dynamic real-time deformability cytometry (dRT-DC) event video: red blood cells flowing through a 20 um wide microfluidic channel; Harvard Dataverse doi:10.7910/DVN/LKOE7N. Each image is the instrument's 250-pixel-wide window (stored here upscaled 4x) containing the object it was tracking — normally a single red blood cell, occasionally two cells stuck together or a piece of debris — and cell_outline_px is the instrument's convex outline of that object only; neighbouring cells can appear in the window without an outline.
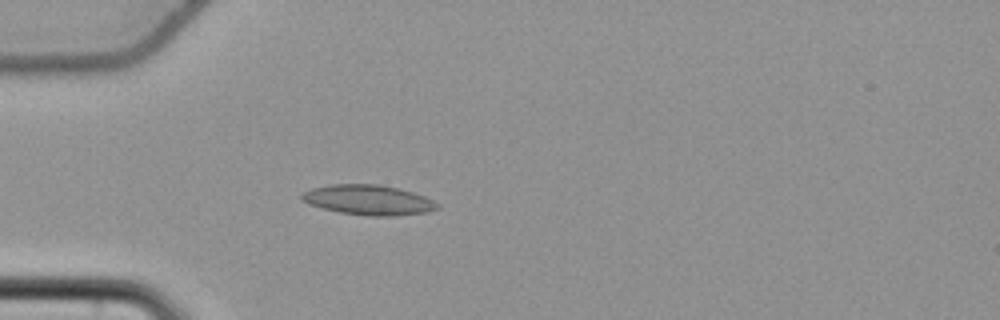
{"species": "common noctule bat (a hibernating species)", "species_latin": "Nyctalus noctula", "temperature_condition": "cold", "stored_images_in_passage": 34, "camera_frame_rate_fps": 3000, "um_per_image_px": 0.085, "animal": {"sex": "female", "body_mass_g": 22.7, "forearm_length_mm": 54.2}, "frame": {"image": 1, "passage_image": 6, "time_ms": 1.667, "image_size_px": [1000, 320], "cell_outline_px": [[440, 208], [428, 212], [392, 216], [368, 216], [340, 212], [308, 204], [300, 200], [300, 192], [312, 188], [328, 184], [376, 184], [396, 188], [412, 192], [424, 196], [440, 204]], "centroid_in_image_um": [31.28, 16.99], "position_along_channel_um": 53.7, "area_um2": 23.81}}
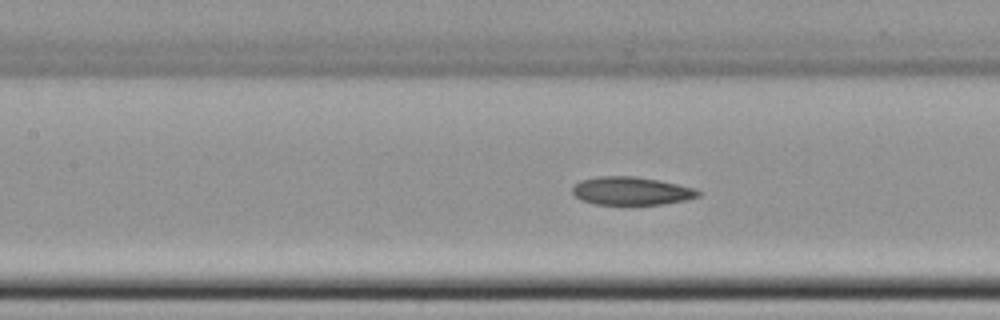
{"frame": {"image": 2, "passage_image": 15, "time_ms": 4.667, "image_size_px": [1000, 320], "cell_outline_px": [[700, 196], [688, 200], [664, 204], [596, 204], [580, 200], [572, 192], [572, 188], [580, 180], [596, 176], [636, 176], [696, 188], [700, 192]], "centroid_in_image_um": [53.67, 16.23], "position_along_channel_um": 153.7, "area_um2": 20.63}}
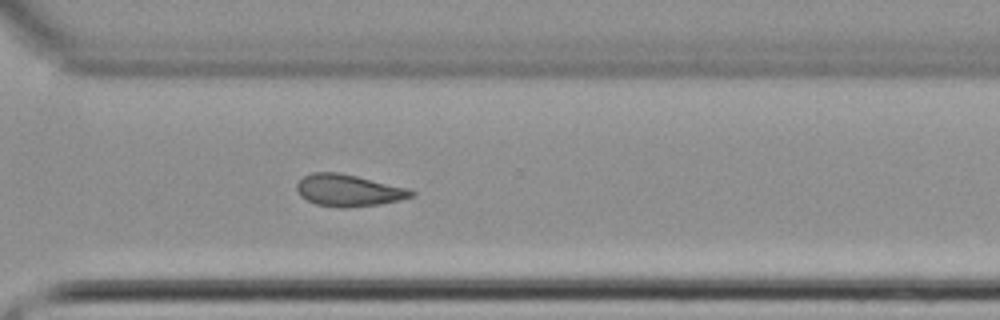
{"frame": {"image": 3, "passage_image": 30, "time_ms": 9.667, "image_size_px": [1000, 320], "cell_outline_px": [[416, 192], [412, 196], [400, 200], [380, 204], [344, 208], [340, 208], [316, 204], [300, 196], [296, 188], [296, 184], [304, 176], [312, 172], [336, 172], [356, 176], [408, 188]], "centroid_in_image_um": [29.61, 16.19], "position_along_channel_um": 341.0, "area_um2": 21.15}}